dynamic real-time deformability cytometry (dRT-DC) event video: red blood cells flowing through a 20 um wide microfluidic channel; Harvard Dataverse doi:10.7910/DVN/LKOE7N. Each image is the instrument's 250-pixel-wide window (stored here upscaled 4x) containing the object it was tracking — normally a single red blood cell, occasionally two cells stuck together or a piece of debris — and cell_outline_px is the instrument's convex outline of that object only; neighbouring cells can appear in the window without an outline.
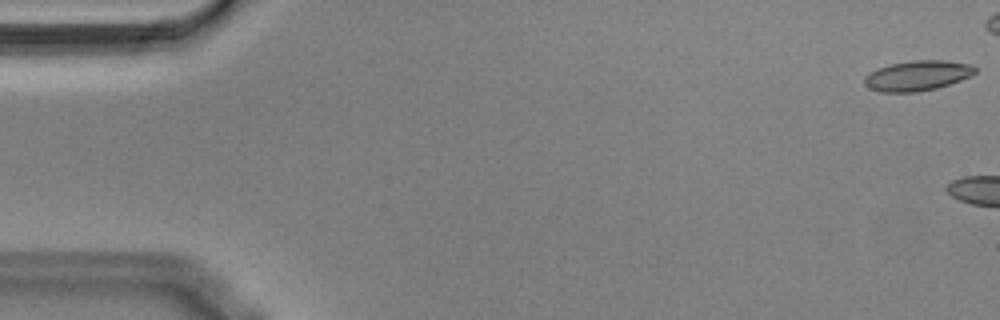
{"species": "Egyptian fruit bat (a non-hibernating species)", "species_latin": "Rousettus aegyptiacus", "temperature_condition": "cold", "stored_images_in_passage": 8, "camera_frame_rate_fps": 3000, "um_per_image_px": 0.085, "animal": {"sex": "male"}, "frame": {"image": 1, "passage_image": 1, "time_ms": 0.0, "image_size_px": [1000, 320], "cell_outline_px": [[976, 72], [960, 80], [936, 88], [916, 92], [880, 92], [868, 88], [864, 84], [864, 76], [876, 68], [888, 64], [912, 60], [948, 60], [972, 64], [976, 68]], "centroid_in_image_um": [77.94, 6.41], "position_along_channel_um": 7.1, "area_um2": 19.59}}